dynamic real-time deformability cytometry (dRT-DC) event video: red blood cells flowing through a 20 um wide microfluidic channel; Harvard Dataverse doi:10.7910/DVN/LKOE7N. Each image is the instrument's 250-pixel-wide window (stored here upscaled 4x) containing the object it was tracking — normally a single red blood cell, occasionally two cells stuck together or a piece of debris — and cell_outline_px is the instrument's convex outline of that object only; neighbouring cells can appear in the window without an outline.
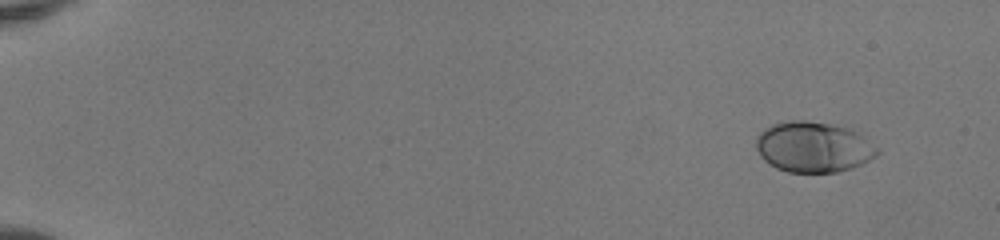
{"species": "human", "species_latin": "Homo sapiens", "temperature_condition": "room temperature", "stored_images_in_passage": 48, "camera_frame_rate_fps": 3000, "um_per_image_px": 0.085, "donor": {"sex": "female"}, "frame": {"image": 1, "passage_image": 1, "time_ms": 0.0, "image_size_px": [1000, 240], "cell_outline_px": [[880, 152], [876, 156], [860, 164], [836, 172], [788, 172], [776, 168], [768, 164], [760, 156], [756, 148], [756, 136], [764, 128], [772, 124], [788, 120], [804, 120], [852, 128], [864, 136]], "centroid_in_image_um": [69.1, 12.48], "position_along_channel_um": 15.9, "area_um2": 35.72}}
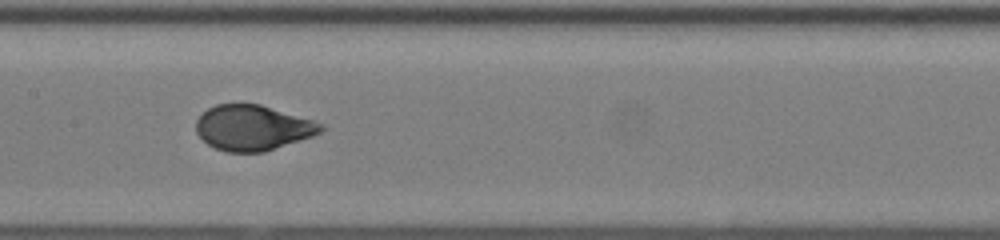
{"frame": {"image": 2, "passage_image": 25, "time_ms": 8.0, "image_size_px": [1000, 240], "cell_outline_px": [[324, 128], [320, 132], [312, 136], [264, 152], [228, 152], [216, 148], [208, 144], [196, 132], [196, 120], [208, 108], [216, 104], [260, 104], [312, 120], [324, 124]], "centroid_in_image_um": [21.47, 10.86], "position_along_channel_um": 185.9, "area_um2": 32.66}}
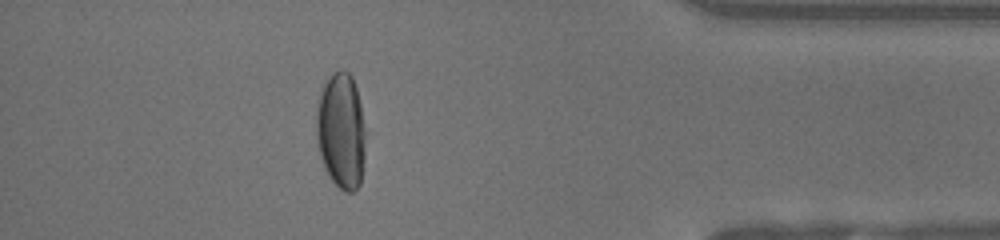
{"frame": {"image": 3, "passage_image": 43, "time_ms": 14.0, "image_size_px": [1000, 240], "cell_outline_px": [[364, 160], [360, 184], [352, 192], [344, 192], [328, 176], [324, 168], [320, 156], [316, 140], [316, 108], [324, 84], [332, 72], [340, 68], [348, 72], [352, 76], [356, 88], [360, 104], [364, 128]], "centroid_in_image_um": [28.97, 11.12], "position_along_channel_um": 406.2, "area_um2": 33.35}, "authors_computed_cell_mechanics": {"area_um2": 33.8708, "velocity_mm_per_s": 4.156, "shape_relaxation_time_tau1_ms": 3.9899, "shape_relaxation_time_tau2_ms": null, "deformation_change_tau1": 0.1955, "deformation_change_tau2": null}}